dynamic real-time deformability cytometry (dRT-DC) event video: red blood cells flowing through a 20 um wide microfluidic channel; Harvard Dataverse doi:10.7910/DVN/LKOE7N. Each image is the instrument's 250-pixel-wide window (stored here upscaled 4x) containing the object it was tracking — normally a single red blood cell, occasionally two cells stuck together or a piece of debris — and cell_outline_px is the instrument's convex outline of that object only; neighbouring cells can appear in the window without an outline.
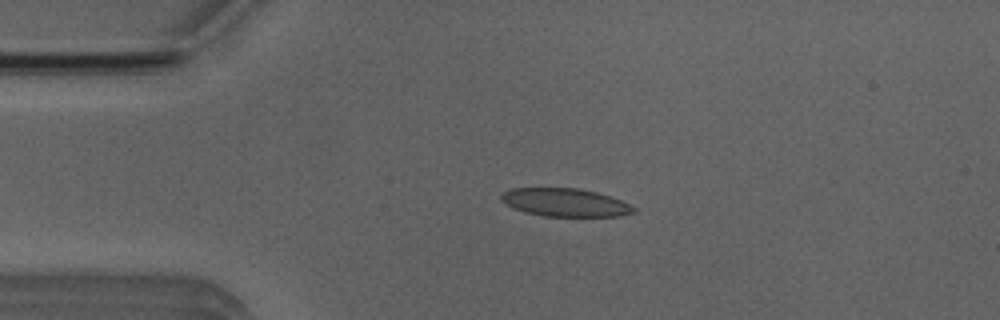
{"species": "Egyptian fruit bat (a non-hibernating species)", "species_latin": "Rousettus aegyptiacus", "temperature_condition": "room temperature", "stored_images_in_passage": 2, "camera_frame_rate_fps": 3000, "um_per_image_px": 0.085, "animal": {"sex": "male"}, "frame": {"image": 1, "passage_image": 1, "time_ms": 0.0, "image_size_px": [1000, 320], "cell_outline_px": [[636, 212], [620, 216], [544, 216], [524, 212], [512, 208], [500, 200], [500, 196], [504, 192], [512, 188], [576, 188], [596, 192], [620, 200], [636, 208]], "centroid_in_image_um": [48.0, 17.21], "position_along_channel_um": 37.0, "area_um2": 21.62}}